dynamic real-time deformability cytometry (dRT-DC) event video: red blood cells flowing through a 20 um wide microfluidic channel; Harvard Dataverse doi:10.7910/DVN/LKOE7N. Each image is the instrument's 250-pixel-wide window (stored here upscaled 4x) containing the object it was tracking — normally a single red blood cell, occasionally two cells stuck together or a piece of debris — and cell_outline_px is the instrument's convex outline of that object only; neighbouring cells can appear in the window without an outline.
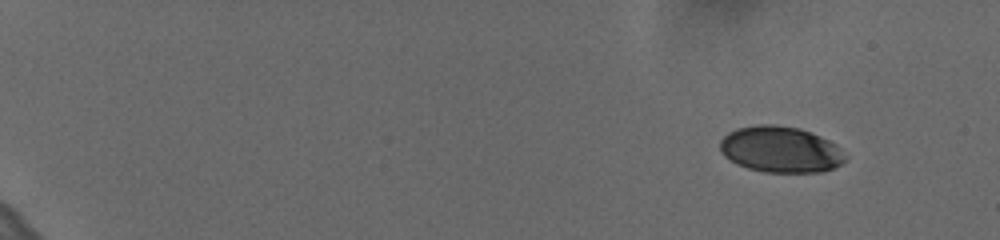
{"species": "human", "species_latin": "Homo sapiens", "temperature_condition": "cold", "stored_images_in_passage": 55, "camera_frame_rate_fps": 3000, "um_per_image_px": 0.085, "donor": {"sex": "female"}, "frame": {"image": 1, "passage_image": 1, "time_ms": 0.0, "image_size_px": [1000, 240], "cell_outline_px": [[848, 156], [840, 164], [824, 172], [764, 172], [748, 168], [724, 156], [720, 152], [720, 140], [728, 132], [736, 128], [756, 124], [776, 124], [800, 128], [820, 136], [828, 140]], "centroid_in_image_um": [66.32, 12.69], "position_along_channel_um": 18.7, "area_um2": 33.64}}
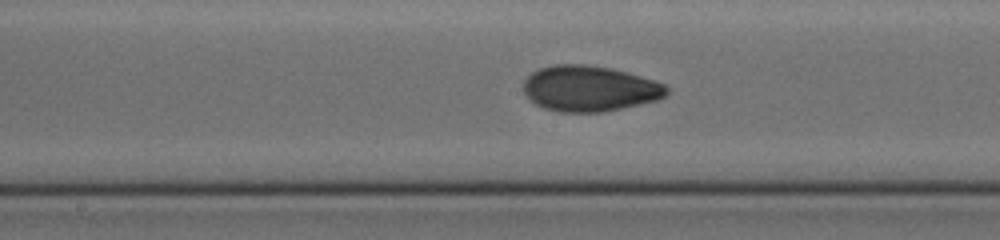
{"frame": {"image": 2, "passage_image": 30, "time_ms": 9.667, "image_size_px": [1000, 240], "cell_outline_px": [[668, 92], [664, 96], [656, 100], [640, 104], [604, 112], [560, 112], [544, 108], [528, 100], [524, 92], [524, 80], [532, 72], [540, 68], [556, 64], [584, 64], [612, 68], [628, 72], [664, 84], [668, 88]], "centroid_in_image_um": [50.08, 7.53], "position_along_channel_um": 198.1, "area_um2": 38.15}}
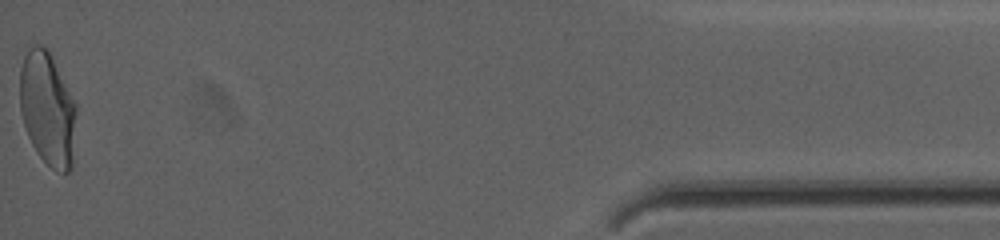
{"frame": {"image": 3, "passage_image": 55, "time_ms": 18.0, "image_size_px": [1000, 240], "cell_outline_px": [[76, 112], [72, 168], [68, 172], [56, 172], [36, 152], [28, 136], [24, 124], [20, 108], [20, 68], [24, 56], [28, 48], [32, 44], [40, 44], [48, 48], [76, 104]], "centroid_in_image_um": [4.04, 9.23], "position_along_channel_um": 431.2, "area_um2": 37.51}, "authors_computed_cell_mechanics": {"area_um2": 36.2406, "velocity_mm_per_s": 3.6191, "shape_relaxation_time_tau1_ms": 4.7297, "shape_relaxation_time_tau2_ms": 1.5287, "deformation_change_tau1": 0.1839, "deformation_change_tau2": 0.0548}}